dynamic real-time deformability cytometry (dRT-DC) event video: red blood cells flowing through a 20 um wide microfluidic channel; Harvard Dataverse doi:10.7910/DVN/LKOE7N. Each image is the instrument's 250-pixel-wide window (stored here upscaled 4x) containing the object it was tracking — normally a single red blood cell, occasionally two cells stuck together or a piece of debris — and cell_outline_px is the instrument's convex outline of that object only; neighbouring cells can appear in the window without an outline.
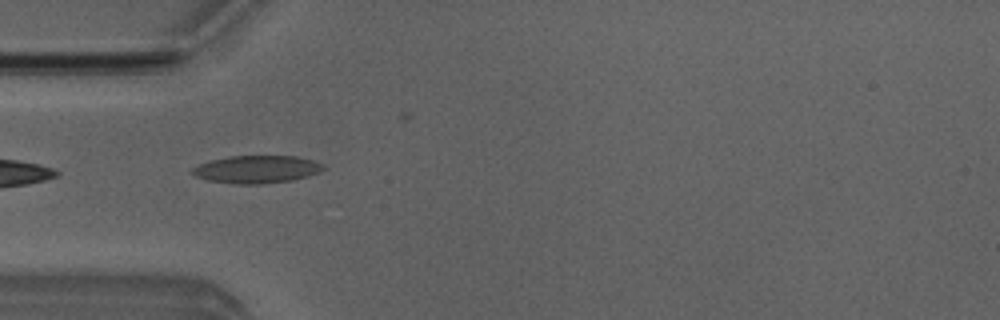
{"species": "Egyptian fruit bat (a non-hibernating species)", "species_latin": "Rousettus aegyptiacus", "temperature_condition": "room temperature", "stored_images_in_passage": 6, "camera_frame_rate_fps": 3000, "um_per_image_px": 0.085, "animal": {"sex": "male"}, "frame": {"image": 1, "passage_image": 4, "time_ms": 4.333, "image_size_px": [1000, 320], "cell_outline_px": [[324, 168], [320, 172], [308, 176], [292, 180], [264, 184], [236, 184], [208, 180], [196, 176], [188, 172], [192, 168], [208, 160], [232, 156], [296, 156], [312, 160], [324, 164]], "centroid_in_image_um": [21.81, 14.39], "position_along_channel_um": 63.2, "area_um2": 21.21}}